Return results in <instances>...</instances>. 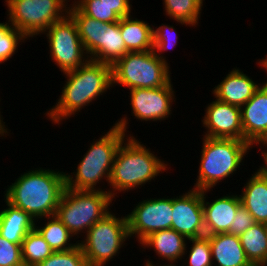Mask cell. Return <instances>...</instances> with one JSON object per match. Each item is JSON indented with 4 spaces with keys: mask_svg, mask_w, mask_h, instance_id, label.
I'll use <instances>...</instances> for the list:
<instances>
[{
    "mask_svg": "<svg viewBox=\"0 0 267 266\" xmlns=\"http://www.w3.org/2000/svg\"><path fill=\"white\" fill-rule=\"evenodd\" d=\"M65 188V172L39 167L24 172L8 185L4 199L38 222L56 214Z\"/></svg>",
    "mask_w": 267,
    "mask_h": 266,
    "instance_id": "6da1fadb",
    "label": "cell"
},
{
    "mask_svg": "<svg viewBox=\"0 0 267 266\" xmlns=\"http://www.w3.org/2000/svg\"><path fill=\"white\" fill-rule=\"evenodd\" d=\"M67 78L62 94L44 115L53 124L74 117L83 107L93 103L112 88L111 65L89 59L81 67L63 73ZM111 87V88H110ZM108 89V90H107Z\"/></svg>",
    "mask_w": 267,
    "mask_h": 266,
    "instance_id": "7a4b0ae2",
    "label": "cell"
},
{
    "mask_svg": "<svg viewBox=\"0 0 267 266\" xmlns=\"http://www.w3.org/2000/svg\"><path fill=\"white\" fill-rule=\"evenodd\" d=\"M127 116L120 118L106 134L99 137L88 148L77 165L76 171L65 172L66 188L86 191H105L98 186L102 179L109 183L114 158L121 143L126 140L128 128ZM98 184V185H97Z\"/></svg>",
    "mask_w": 267,
    "mask_h": 266,
    "instance_id": "3957f363",
    "label": "cell"
},
{
    "mask_svg": "<svg viewBox=\"0 0 267 266\" xmlns=\"http://www.w3.org/2000/svg\"><path fill=\"white\" fill-rule=\"evenodd\" d=\"M141 143L130 134L129 138L127 137L118 148L109 183H107L111 187L107 191L113 199H116L117 193L128 192V190H135V188L140 189L139 186H144L169 169L164 160L153 154L154 152L149 150L150 148Z\"/></svg>",
    "mask_w": 267,
    "mask_h": 266,
    "instance_id": "277c9868",
    "label": "cell"
},
{
    "mask_svg": "<svg viewBox=\"0 0 267 266\" xmlns=\"http://www.w3.org/2000/svg\"><path fill=\"white\" fill-rule=\"evenodd\" d=\"M202 138L199 171L192 189L212 190L217 183L236 173L253 147L244 140L233 138Z\"/></svg>",
    "mask_w": 267,
    "mask_h": 266,
    "instance_id": "5b68a950",
    "label": "cell"
},
{
    "mask_svg": "<svg viewBox=\"0 0 267 266\" xmlns=\"http://www.w3.org/2000/svg\"><path fill=\"white\" fill-rule=\"evenodd\" d=\"M69 15L76 23L81 42L91 60L112 66L129 52L120 32V21L105 23L96 20L83 14L74 4L69 6Z\"/></svg>",
    "mask_w": 267,
    "mask_h": 266,
    "instance_id": "8992f818",
    "label": "cell"
},
{
    "mask_svg": "<svg viewBox=\"0 0 267 266\" xmlns=\"http://www.w3.org/2000/svg\"><path fill=\"white\" fill-rule=\"evenodd\" d=\"M112 200L108 191L65 188L55 216L73 236L79 237L110 212Z\"/></svg>",
    "mask_w": 267,
    "mask_h": 266,
    "instance_id": "52a82bcc",
    "label": "cell"
},
{
    "mask_svg": "<svg viewBox=\"0 0 267 266\" xmlns=\"http://www.w3.org/2000/svg\"><path fill=\"white\" fill-rule=\"evenodd\" d=\"M169 68L154 50L128 52L111 66L112 86L118 84L129 90L163 87L171 81Z\"/></svg>",
    "mask_w": 267,
    "mask_h": 266,
    "instance_id": "ba28073f",
    "label": "cell"
},
{
    "mask_svg": "<svg viewBox=\"0 0 267 266\" xmlns=\"http://www.w3.org/2000/svg\"><path fill=\"white\" fill-rule=\"evenodd\" d=\"M128 237L126 215L120 218L109 212L88 229L83 241L78 240V245L89 266H105L120 253Z\"/></svg>",
    "mask_w": 267,
    "mask_h": 266,
    "instance_id": "9c48e42d",
    "label": "cell"
},
{
    "mask_svg": "<svg viewBox=\"0 0 267 266\" xmlns=\"http://www.w3.org/2000/svg\"><path fill=\"white\" fill-rule=\"evenodd\" d=\"M42 34L48 39L49 57L61 72L75 70L90 59L79 37L76 23L69 14L54 22Z\"/></svg>",
    "mask_w": 267,
    "mask_h": 266,
    "instance_id": "30bf717a",
    "label": "cell"
},
{
    "mask_svg": "<svg viewBox=\"0 0 267 266\" xmlns=\"http://www.w3.org/2000/svg\"><path fill=\"white\" fill-rule=\"evenodd\" d=\"M172 198L143 199L126 215L129 236L140 243L150 234L172 228Z\"/></svg>",
    "mask_w": 267,
    "mask_h": 266,
    "instance_id": "8fae6325",
    "label": "cell"
},
{
    "mask_svg": "<svg viewBox=\"0 0 267 266\" xmlns=\"http://www.w3.org/2000/svg\"><path fill=\"white\" fill-rule=\"evenodd\" d=\"M158 88L130 89V105L133 116L140 121H162L171 116L172 105L176 100L173 85ZM175 99V100H174Z\"/></svg>",
    "mask_w": 267,
    "mask_h": 266,
    "instance_id": "7c38bea8",
    "label": "cell"
},
{
    "mask_svg": "<svg viewBox=\"0 0 267 266\" xmlns=\"http://www.w3.org/2000/svg\"><path fill=\"white\" fill-rule=\"evenodd\" d=\"M172 229L187 239L206 235L202 190L191 189L172 198Z\"/></svg>",
    "mask_w": 267,
    "mask_h": 266,
    "instance_id": "4fadbf2b",
    "label": "cell"
},
{
    "mask_svg": "<svg viewBox=\"0 0 267 266\" xmlns=\"http://www.w3.org/2000/svg\"><path fill=\"white\" fill-rule=\"evenodd\" d=\"M205 111L202 124L207 131L203 136L243 140L240 107L215 99Z\"/></svg>",
    "mask_w": 267,
    "mask_h": 266,
    "instance_id": "5bb4252c",
    "label": "cell"
},
{
    "mask_svg": "<svg viewBox=\"0 0 267 266\" xmlns=\"http://www.w3.org/2000/svg\"><path fill=\"white\" fill-rule=\"evenodd\" d=\"M243 140L252 147L267 135V81L241 107Z\"/></svg>",
    "mask_w": 267,
    "mask_h": 266,
    "instance_id": "9a60e30c",
    "label": "cell"
},
{
    "mask_svg": "<svg viewBox=\"0 0 267 266\" xmlns=\"http://www.w3.org/2000/svg\"><path fill=\"white\" fill-rule=\"evenodd\" d=\"M210 189L202 190V206L206 235L230 233L237 209L242 205L239 195L230 194L208 201L206 193ZM207 200V201H206Z\"/></svg>",
    "mask_w": 267,
    "mask_h": 266,
    "instance_id": "2e32d148",
    "label": "cell"
},
{
    "mask_svg": "<svg viewBox=\"0 0 267 266\" xmlns=\"http://www.w3.org/2000/svg\"><path fill=\"white\" fill-rule=\"evenodd\" d=\"M242 70L233 68L223 80L213 88L214 98L224 103L242 107L260 87Z\"/></svg>",
    "mask_w": 267,
    "mask_h": 266,
    "instance_id": "e0dca14e",
    "label": "cell"
},
{
    "mask_svg": "<svg viewBox=\"0 0 267 266\" xmlns=\"http://www.w3.org/2000/svg\"><path fill=\"white\" fill-rule=\"evenodd\" d=\"M187 238L172 228L160 230L147 236L140 244L145 249L152 248L156 255L169 263H178L187 254ZM163 258V259H162Z\"/></svg>",
    "mask_w": 267,
    "mask_h": 266,
    "instance_id": "ac0fdd59",
    "label": "cell"
},
{
    "mask_svg": "<svg viewBox=\"0 0 267 266\" xmlns=\"http://www.w3.org/2000/svg\"><path fill=\"white\" fill-rule=\"evenodd\" d=\"M206 236L209 238L214 266H253L246 257L239 236L230 233Z\"/></svg>",
    "mask_w": 267,
    "mask_h": 266,
    "instance_id": "d6986e66",
    "label": "cell"
},
{
    "mask_svg": "<svg viewBox=\"0 0 267 266\" xmlns=\"http://www.w3.org/2000/svg\"><path fill=\"white\" fill-rule=\"evenodd\" d=\"M245 187V188H244ZM242 188V206L256 223L267 224V177L255 172Z\"/></svg>",
    "mask_w": 267,
    "mask_h": 266,
    "instance_id": "ffe728a7",
    "label": "cell"
},
{
    "mask_svg": "<svg viewBox=\"0 0 267 266\" xmlns=\"http://www.w3.org/2000/svg\"><path fill=\"white\" fill-rule=\"evenodd\" d=\"M6 208L0 211V235L15 244H22L27 233L35 228V220L22 209L4 199Z\"/></svg>",
    "mask_w": 267,
    "mask_h": 266,
    "instance_id": "44dd1931",
    "label": "cell"
},
{
    "mask_svg": "<svg viewBox=\"0 0 267 266\" xmlns=\"http://www.w3.org/2000/svg\"><path fill=\"white\" fill-rule=\"evenodd\" d=\"M154 27L146 21L134 19L132 15L121 18L120 32L126 49L129 52L153 50Z\"/></svg>",
    "mask_w": 267,
    "mask_h": 266,
    "instance_id": "7402d4cb",
    "label": "cell"
},
{
    "mask_svg": "<svg viewBox=\"0 0 267 266\" xmlns=\"http://www.w3.org/2000/svg\"><path fill=\"white\" fill-rule=\"evenodd\" d=\"M247 259L253 266H267L266 224L255 223L239 236Z\"/></svg>",
    "mask_w": 267,
    "mask_h": 266,
    "instance_id": "603a6c76",
    "label": "cell"
},
{
    "mask_svg": "<svg viewBox=\"0 0 267 266\" xmlns=\"http://www.w3.org/2000/svg\"><path fill=\"white\" fill-rule=\"evenodd\" d=\"M44 226H37L35 221V229L40 233L43 239L48 243L54 252L71 250L78 246L76 243H70L73 234L63 225V223L55 216L46 217Z\"/></svg>",
    "mask_w": 267,
    "mask_h": 266,
    "instance_id": "cb8c5ba5",
    "label": "cell"
},
{
    "mask_svg": "<svg viewBox=\"0 0 267 266\" xmlns=\"http://www.w3.org/2000/svg\"><path fill=\"white\" fill-rule=\"evenodd\" d=\"M204 0H163L164 11L170 19L182 25L196 26Z\"/></svg>",
    "mask_w": 267,
    "mask_h": 266,
    "instance_id": "d4e9b609",
    "label": "cell"
},
{
    "mask_svg": "<svg viewBox=\"0 0 267 266\" xmlns=\"http://www.w3.org/2000/svg\"><path fill=\"white\" fill-rule=\"evenodd\" d=\"M21 248L24 266H37L54 252L35 228L27 233Z\"/></svg>",
    "mask_w": 267,
    "mask_h": 266,
    "instance_id": "484cf974",
    "label": "cell"
},
{
    "mask_svg": "<svg viewBox=\"0 0 267 266\" xmlns=\"http://www.w3.org/2000/svg\"><path fill=\"white\" fill-rule=\"evenodd\" d=\"M25 39L27 38L8 22L0 23V64L12 58Z\"/></svg>",
    "mask_w": 267,
    "mask_h": 266,
    "instance_id": "4316f807",
    "label": "cell"
},
{
    "mask_svg": "<svg viewBox=\"0 0 267 266\" xmlns=\"http://www.w3.org/2000/svg\"><path fill=\"white\" fill-rule=\"evenodd\" d=\"M73 4L85 15L105 23L120 21L121 17L100 0H74Z\"/></svg>",
    "mask_w": 267,
    "mask_h": 266,
    "instance_id": "83f0119b",
    "label": "cell"
},
{
    "mask_svg": "<svg viewBox=\"0 0 267 266\" xmlns=\"http://www.w3.org/2000/svg\"><path fill=\"white\" fill-rule=\"evenodd\" d=\"M192 242L190 251H188V260H184L187 266H213L212 253L209 238L205 235L199 238L188 239ZM188 261V262H187Z\"/></svg>",
    "mask_w": 267,
    "mask_h": 266,
    "instance_id": "f1b7e54d",
    "label": "cell"
},
{
    "mask_svg": "<svg viewBox=\"0 0 267 266\" xmlns=\"http://www.w3.org/2000/svg\"><path fill=\"white\" fill-rule=\"evenodd\" d=\"M177 31L174 26L162 24L153 28V50L155 54L164 62L168 63L166 57L162 55L164 51H168L177 45ZM172 48H171V47Z\"/></svg>",
    "mask_w": 267,
    "mask_h": 266,
    "instance_id": "f546056e",
    "label": "cell"
},
{
    "mask_svg": "<svg viewBox=\"0 0 267 266\" xmlns=\"http://www.w3.org/2000/svg\"><path fill=\"white\" fill-rule=\"evenodd\" d=\"M37 266H89L80 246L66 251L53 252Z\"/></svg>",
    "mask_w": 267,
    "mask_h": 266,
    "instance_id": "4dcf8cb0",
    "label": "cell"
},
{
    "mask_svg": "<svg viewBox=\"0 0 267 266\" xmlns=\"http://www.w3.org/2000/svg\"><path fill=\"white\" fill-rule=\"evenodd\" d=\"M21 245L9 242L0 235V266H24Z\"/></svg>",
    "mask_w": 267,
    "mask_h": 266,
    "instance_id": "1f68e13d",
    "label": "cell"
},
{
    "mask_svg": "<svg viewBox=\"0 0 267 266\" xmlns=\"http://www.w3.org/2000/svg\"><path fill=\"white\" fill-rule=\"evenodd\" d=\"M233 221L234 222L230 227V234H234L236 236H240L249 227L256 223L254 217L242 205L237 209L236 216Z\"/></svg>",
    "mask_w": 267,
    "mask_h": 266,
    "instance_id": "d6a6232c",
    "label": "cell"
},
{
    "mask_svg": "<svg viewBox=\"0 0 267 266\" xmlns=\"http://www.w3.org/2000/svg\"><path fill=\"white\" fill-rule=\"evenodd\" d=\"M263 146H265L266 148H265V150H263L262 151V158H263V162H264V164H262V166H259L260 168L259 169H257V171L261 174V175H263V176H265V177H267V145H263Z\"/></svg>",
    "mask_w": 267,
    "mask_h": 266,
    "instance_id": "836d02e7",
    "label": "cell"
},
{
    "mask_svg": "<svg viewBox=\"0 0 267 266\" xmlns=\"http://www.w3.org/2000/svg\"><path fill=\"white\" fill-rule=\"evenodd\" d=\"M1 112V111H0ZM2 115L0 113V137L1 136H7V134L9 133L7 128L5 127V122H3V119H2Z\"/></svg>",
    "mask_w": 267,
    "mask_h": 266,
    "instance_id": "e575fe53",
    "label": "cell"
},
{
    "mask_svg": "<svg viewBox=\"0 0 267 266\" xmlns=\"http://www.w3.org/2000/svg\"><path fill=\"white\" fill-rule=\"evenodd\" d=\"M258 60H259V62H257V63L259 65V67H261L262 69L264 68L266 73H267V56L265 58H262V60L261 59H258Z\"/></svg>",
    "mask_w": 267,
    "mask_h": 266,
    "instance_id": "d590c367",
    "label": "cell"
},
{
    "mask_svg": "<svg viewBox=\"0 0 267 266\" xmlns=\"http://www.w3.org/2000/svg\"><path fill=\"white\" fill-rule=\"evenodd\" d=\"M154 262L153 261H150L149 259H147L146 260V262H145V264H144V266H156L155 264H153ZM158 266H177V265H175V263H169V264H160V265H158Z\"/></svg>",
    "mask_w": 267,
    "mask_h": 266,
    "instance_id": "8d00e7d4",
    "label": "cell"
},
{
    "mask_svg": "<svg viewBox=\"0 0 267 266\" xmlns=\"http://www.w3.org/2000/svg\"><path fill=\"white\" fill-rule=\"evenodd\" d=\"M259 146L262 144V145H267V135L266 137L259 143H257Z\"/></svg>",
    "mask_w": 267,
    "mask_h": 266,
    "instance_id": "74e56055",
    "label": "cell"
}]
</instances>
